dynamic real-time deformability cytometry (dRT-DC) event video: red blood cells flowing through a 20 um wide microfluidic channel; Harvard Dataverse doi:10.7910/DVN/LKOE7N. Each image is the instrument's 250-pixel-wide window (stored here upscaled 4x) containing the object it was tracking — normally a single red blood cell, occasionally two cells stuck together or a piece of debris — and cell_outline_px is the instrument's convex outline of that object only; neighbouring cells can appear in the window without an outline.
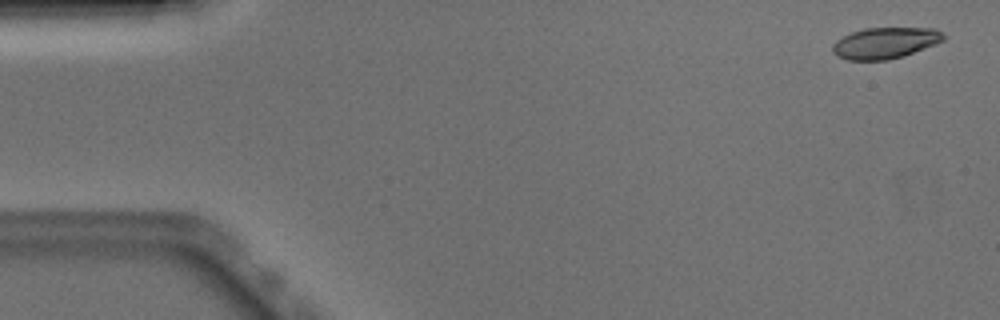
{"species": "Egyptian fruit bat (a non-hibernating species)", "species_latin": "Rousettus aegyptiacus", "temperature_condition": "warm", "stored_images_in_passage": 51, "camera_frame_rate_fps": 3000, "um_per_image_px": 0.085, "animal": {"sex": "male"}, "frame": {"image": 1, "passage_image": 2, "time_ms": 0.333, "image_size_px": [1000, 320], "cell_outline_px": [[948, 36], [944, 40], [936, 44], [904, 56], [888, 60], [848, 60], [836, 56], [832, 52], [832, 44], [836, 40], [852, 32], [864, 28], [936, 28]], "centroid_in_image_um": [75.26, 3.65], "position_along_channel_um": 9.7, "area_um2": 20.4}}
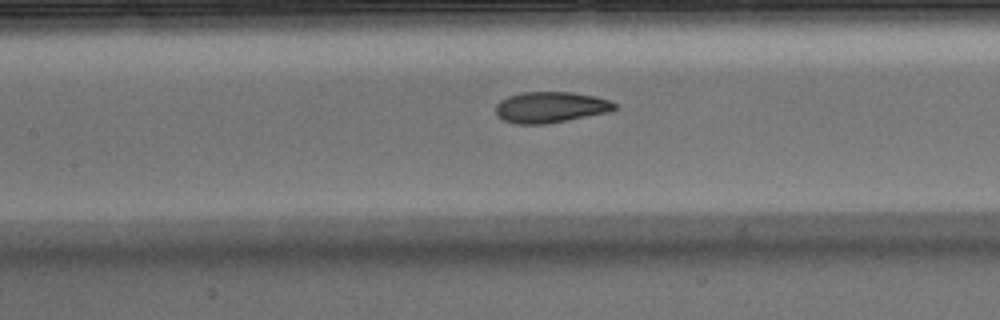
{"frame": {"image": 2, "passage_image": 23, "time_ms": 7.333, "image_size_px": [1000, 320], "cell_outline_px": [[616, 108], [608, 112], [548, 124], [516, 124], [504, 120], [496, 116], [496, 104], [500, 100], [508, 96], [520, 92], [572, 92], [596, 96], [612, 100], [616, 104]], "centroid_in_image_um": [46.79, 9.11], "position_along_channel_um": 160.6, "area_um2": 21.68}}
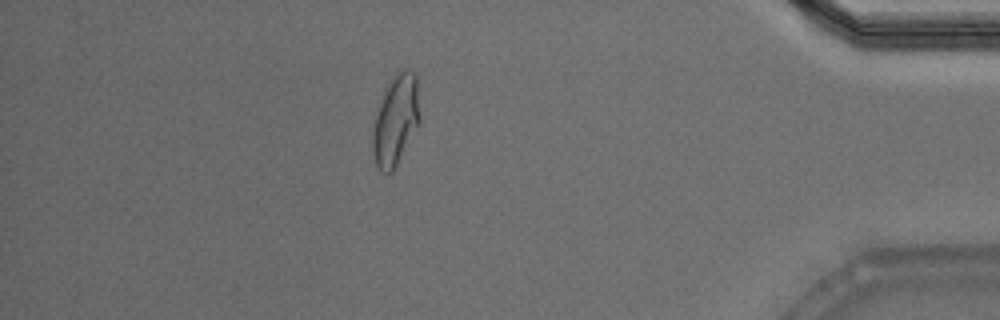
{"frame": {"image": 3, "passage_image": 45, "time_ms": 14.667, "image_size_px": [1000, 320], "cell_outline_px": [[420, 124], [392, 172], [380, 172], [376, 168], [372, 152], [372, 128], [384, 88], [392, 76], [404, 68], [408, 68], [416, 76], [420, 116]], "centroid_in_image_um": [33.62, 10.22], "position_along_channel_um": 401.6, "area_um2": 25.14}, "authors_computed_cell_mechanics": {"area_um2": 21.9062, "velocity_mm_per_s": 3.8827, "shape_relaxation_time_tau1_ms": 5.6274, "shape_relaxation_time_tau2_ms": 1.0647, "deformation_change_tau1": 0.1892, "deformation_change_tau2": 0.0525}}